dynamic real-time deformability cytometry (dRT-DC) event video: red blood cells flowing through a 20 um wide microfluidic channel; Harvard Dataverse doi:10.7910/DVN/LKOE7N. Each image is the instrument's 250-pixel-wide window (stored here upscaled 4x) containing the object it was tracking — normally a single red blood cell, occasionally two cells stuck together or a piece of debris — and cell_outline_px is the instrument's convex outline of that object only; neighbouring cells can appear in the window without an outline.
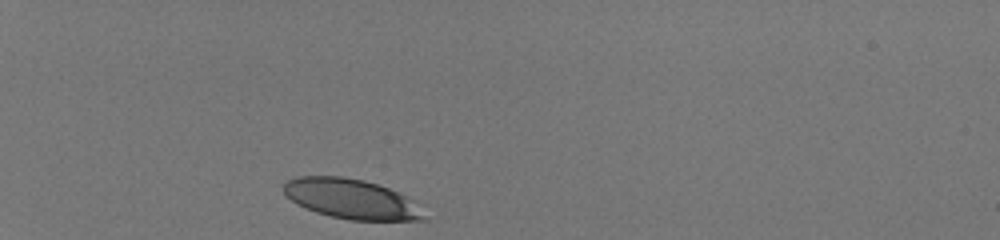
{"species": "human", "species_latin": "Homo sapiens", "temperature_condition": "room temperature", "stored_images_in_passage": 31, "camera_frame_rate_fps": 3000, "um_per_image_px": 0.085, "donor": {"sex": "male"}, "frame": {"image": 1, "passage_image": 1, "time_ms": 0.0, "image_size_px": [1000, 240], "cell_outline_px": [[428, 220], [348, 220], [316, 212], [292, 200], [284, 192], [284, 184], [288, 180], [296, 176], [344, 176], [364, 180], [388, 188], [416, 200]], "centroid_in_image_um": [29.92, 16.9], "position_along_channel_um": 55.1, "area_um2": 32.48}}
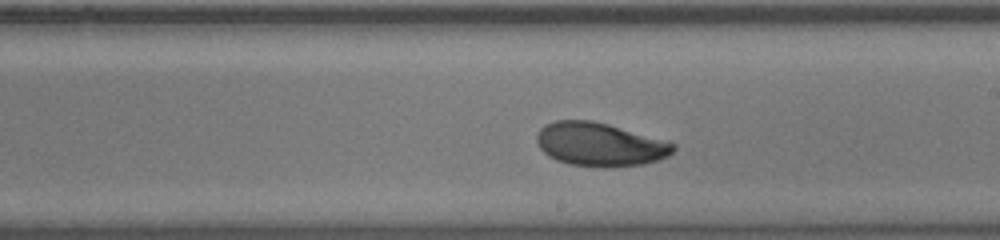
{"frame": {"image": 2, "passage_image": 18, "time_ms": 5.667, "image_size_px": [1000, 240], "cell_outline_px": [[676, 148], [668, 156], [644, 164], [604, 168], [568, 164], [556, 160], [548, 156], [540, 148], [536, 140], [536, 136], [540, 128], [544, 124], [556, 120], [592, 120], [608, 124], [668, 140], [676, 144]], "centroid_in_image_um": [50.99, 12.27], "position_along_channel_um": 238.0, "area_um2": 35.03}}
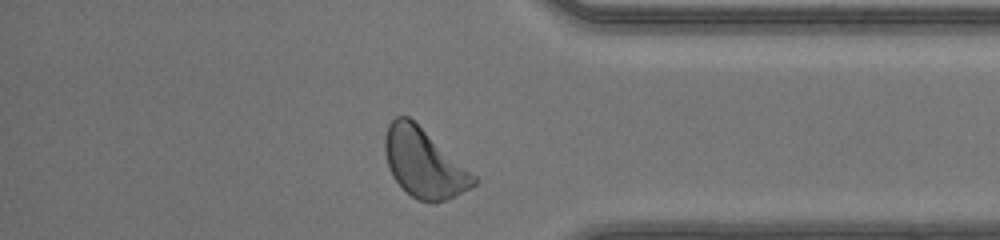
{"frame": {"image": 3, "passage_image": 30, "time_ms": 9.667, "image_size_px": [1000, 240], "cell_outline_px": [[480, 180], [472, 188], [456, 196], [436, 204], [432, 204], [420, 200], [412, 196], [392, 176], [388, 168], [384, 152], [384, 136], [388, 124], [396, 116], [408, 116], [476, 176]], "centroid_in_image_um": [36.03, 13.89], "position_along_channel_um": 399.2, "area_um2": 35.43}, "authors_computed_cell_mechanics": {"area_um2": 34.4488, "velocity_mm_per_s": 4.1444, "shape_relaxation_time_tau1_ms": 2.1187, "shape_relaxation_time_tau2_ms": 3.3911, "deformation_change_tau1": 0.1206, "deformation_change_tau2": 0.0781}}